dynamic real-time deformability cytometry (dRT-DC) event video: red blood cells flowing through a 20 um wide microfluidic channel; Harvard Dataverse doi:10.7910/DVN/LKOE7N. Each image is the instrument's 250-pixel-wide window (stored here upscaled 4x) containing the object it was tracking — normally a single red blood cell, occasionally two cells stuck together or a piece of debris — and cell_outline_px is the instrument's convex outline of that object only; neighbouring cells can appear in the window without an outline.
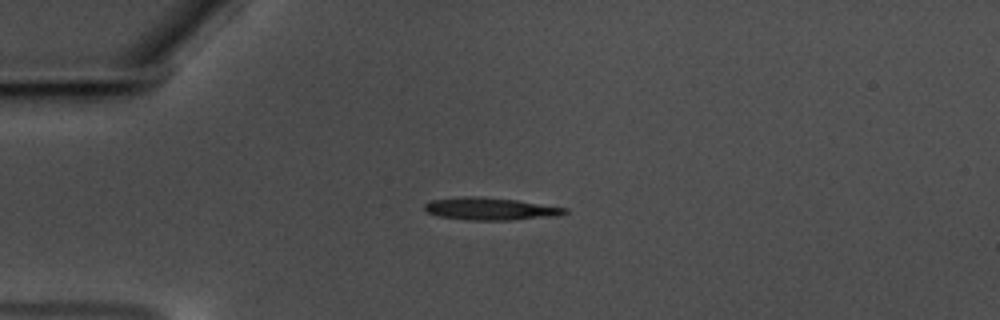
{"species": "common noctule bat (a hibernating species)", "species_latin": "Nyctalus noctula", "temperature_condition": "warm", "stored_images_in_passage": 44, "camera_frame_rate_fps": 3000, "um_per_image_px": 0.085, "animal": {"sex": "male", "body_mass_g": 17.5, "forearm_length_mm": 52.3}, "frame": {"image": 1, "passage_image": 1, "time_ms": 0.0, "image_size_px": [1000, 320], "cell_outline_px": [[568, 212], [556, 216], [512, 220], [468, 220], [440, 216], [428, 212], [424, 208], [424, 204], [432, 200], [460, 196], [480, 196], [516, 200], [568, 208]], "centroid_in_image_um": [41.69, 17.74], "position_along_channel_um": 43.3, "area_um2": 18.32}}
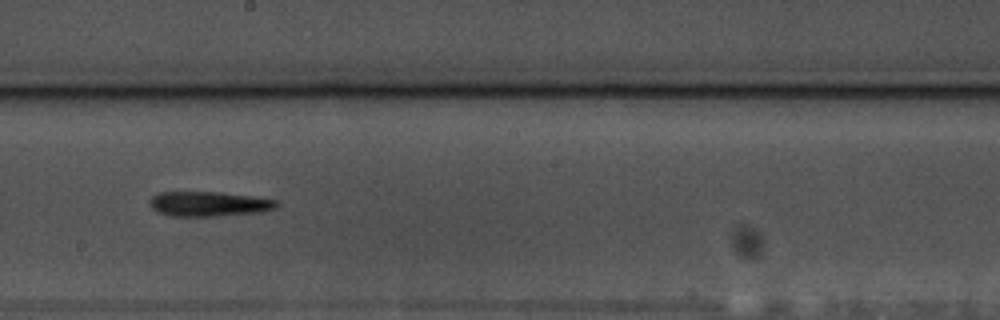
{"frame": {"image": 2, "passage_image": 19, "time_ms": 6.0, "image_size_px": [1000, 320], "cell_outline_px": [[280, 204], [276, 208], [260, 212], [216, 216], [172, 216], [156, 212], [148, 204], [148, 200], [152, 196], [160, 192], [220, 192], [252, 196], [280, 200]], "centroid_in_image_um": [17.76, 17.33], "position_along_channel_um": 230.4, "area_um2": 18.61}}
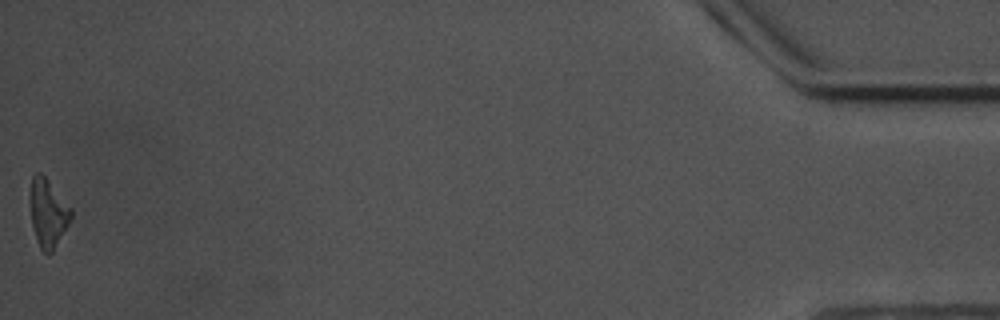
{"frame": {"image": 3, "passage_image": 44, "time_ms": 14.333, "image_size_px": [1000, 320], "cell_outline_px": [[72, 216], [68, 224], [52, 252], [48, 256], [40, 248], [32, 228], [28, 200], [28, 192], [32, 176], [36, 172], [40, 172], [48, 180], [72, 208]], "centroid_in_image_um": [4.03, 18.07], "position_along_channel_um": 431.2, "area_um2": 16.59}, "authors_computed_cell_mechanics": {"area_um2": 17.6868, "velocity_mm_per_s": 3.5456, "shape_relaxation_time_tau1_ms": 4.611, "shape_relaxation_time_tau2_ms": null, "deformation_change_tau1": 0.2224, "deformation_change_tau2": null}}